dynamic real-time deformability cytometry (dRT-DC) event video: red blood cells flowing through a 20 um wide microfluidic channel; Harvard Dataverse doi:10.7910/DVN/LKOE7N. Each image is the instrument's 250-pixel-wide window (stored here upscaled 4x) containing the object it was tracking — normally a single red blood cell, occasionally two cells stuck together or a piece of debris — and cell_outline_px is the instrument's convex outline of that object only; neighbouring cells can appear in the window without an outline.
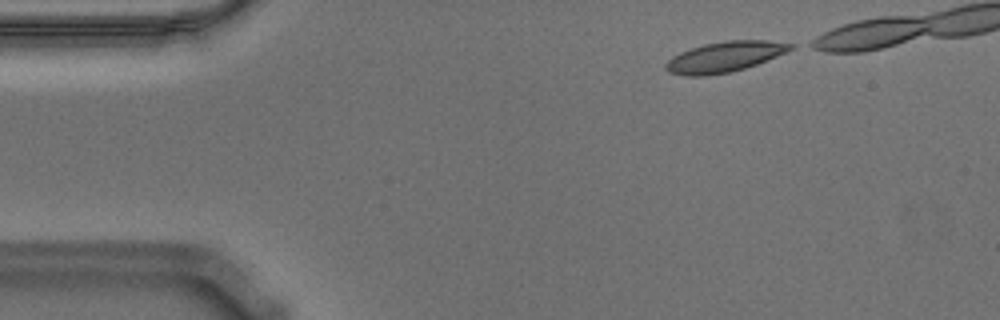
{"species": "Egyptian fruit bat (a non-hibernating species)", "species_latin": "Rousettus aegyptiacus", "temperature_condition": "warm", "stored_images_in_passage": 39, "camera_frame_rate_fps": 3000, "um_per_image_px": 0.085, "animal": {"sex": "male"}, "frame": {"image": 1, "passage_image": 1, "time_ms": 0.0, "image_size_px": [1000, 320], "cell_outline_px": [[796, 48], [756, 64], [744, 68], [728, 72], [704, 76], [684, 76], [668, 72], [664, 68], [664, 64], [672, 56], [680, 52], [704, 44], [724, 40], [768, 40], [796, 44]], "centroid_in_image_um": [61.58, 4.82], "position_along_channel_um": 23.4, "area_um2": 22.2}}
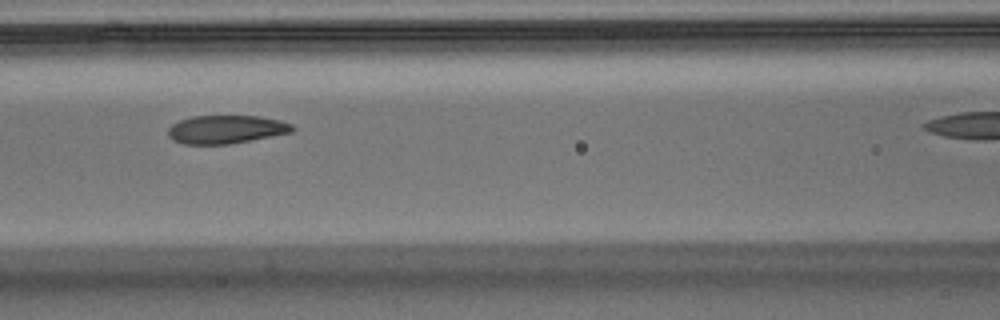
{"frame": {"image": 2, "passage_image": 17, "time_ms": 5.333, "image_size_px": [1000, 320], "cell_outline_px": [[296, 128], [292, 132], [272, 136], [228, 144], [184, 144], [172, 140], [168, 136], [168, 128], [172, 124], [180, 120], [192, 116], [260, 116], [280, 120], [292, 124]], "centroid_in_image_um": [19.21, 10.99], "position_along_channel_um": 147.4, "area_um2": 20.52}}
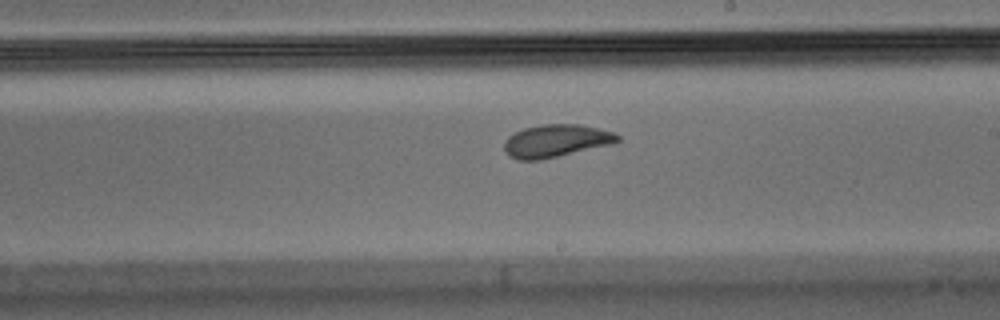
{"frame": {"image": 3, "passage_image": 25, "time_ms": 8.0, "image_size_px": [1000, 320], "cell_outline_px": [[620, 140], [612, 144], [540, 160], [516, 160], [508, 156], [504, 148], [504, 140], [508, 136], [524, 128], [540, 124], [580, 124], [612, 132], [620, 136]], "centroid_in_image_um": [47.22, 11.97], "position_along_channel_um": 241.8, "area_um2": 21.56}}